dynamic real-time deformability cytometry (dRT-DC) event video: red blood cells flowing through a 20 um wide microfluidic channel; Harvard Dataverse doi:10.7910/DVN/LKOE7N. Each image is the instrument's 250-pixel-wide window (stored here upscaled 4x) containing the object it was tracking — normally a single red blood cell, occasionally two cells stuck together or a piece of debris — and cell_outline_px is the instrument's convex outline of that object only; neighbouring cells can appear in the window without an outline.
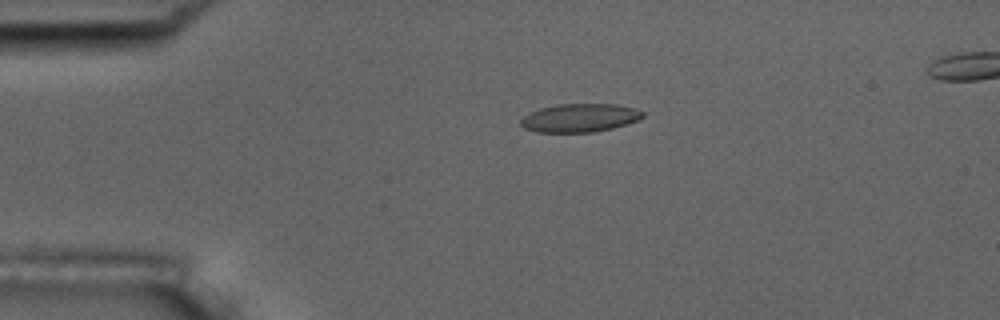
{"species": "common noctule bat (a hibernating species)", "species_latin": "Nyctalus noctula", "temperature_condition": "room temperature", "stored_images_in_passage": 3, "camera_frame_rate_fps": 3000, "um_per_image_px": 0.085, "animal": {"sex": "male", "body_mass_g": 17.5, "forearm_length_mm": 52.3}, "frame": {"image": 1, "passage_image": 1, "time_ms": 0.0, "image_size_px": [1000, 320], "cell_outline_px": [[644, 116], [636, 120], [612, 128], [592, 132], [540, 132], [524, 128], [520, 124], [520, 120], [524, 116], [540, 108], [560, 104], [616, 104], [632, 108], [644, 112]], "centroid_in_image_um": [49.26, 10.01], "position_along_channel_um": 35.7, "area_um2": 19.83}}